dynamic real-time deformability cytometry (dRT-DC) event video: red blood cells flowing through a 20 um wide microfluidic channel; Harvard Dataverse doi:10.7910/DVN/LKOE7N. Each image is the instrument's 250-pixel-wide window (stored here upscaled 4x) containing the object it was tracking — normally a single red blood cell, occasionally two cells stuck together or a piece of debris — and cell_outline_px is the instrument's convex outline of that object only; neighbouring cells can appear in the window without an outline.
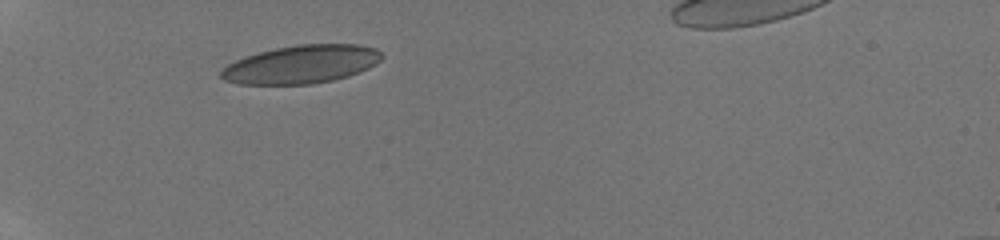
{"species": "human", "species_latin": "Homo sapiens", "temperature_condition": "room temperature", "stored_images_in_passage": 15, "camera_frame_rate_fps": 3000, "um_per_image_px": 0.085, "donor": {"sex": "male"}, "frame": {"image": 1, "passage_image": 1, "time_ms": 0.0, "image_size_px": [1000, 240], "cell_outline_px": [[384, 56], [376, 64], [360, 72], [348, 76], [332, 80], [312, 84], [240, 84], [224, 80], [220, 76], [220, 68], [244, 56], [276, 48], [300, 44], [360, 44], [376, 48]], "centroid_in_image_um": [25.62, 5.46], "position_along_channel_um": 59.4, "area_um2": 35.89}}
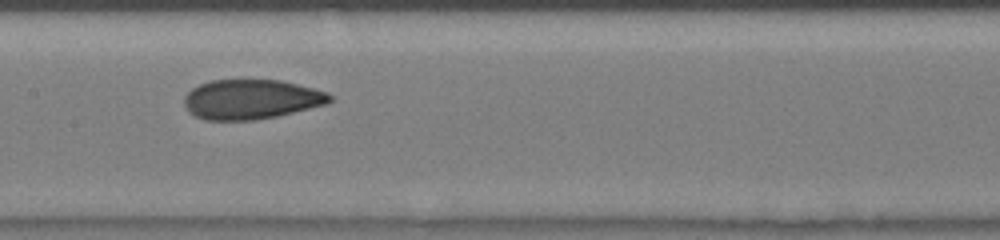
{"frame": {"image": 2, "passage_image": 6, "time_ms": 3.667, "image_size_px": [1000, 240], "cell_outline_px": [[332, 100], [328, 104], [276, 116], [256, 120], [204, 120], [188, 112], [184, 104], [184, 96], [192, 88], [200, 84], [212, 80], [280, 80], [328, 92], [332, 96]], "centroid_in_image_um": [21.34, 8.45], "position_along_channel_um": 186.1, "area_um2": 33.7}}
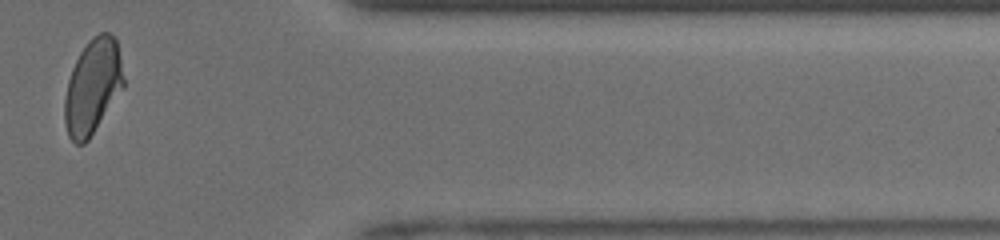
{"frame": {"image": 3, "passage_image": 13, "time_ms": 9.333, "image_size_px": [1000, 240], "cell_outline_px": [[124, 88], [88, 140], [84, 144], [76, 144], [68, 136], [64, 124], [64, 100], [68, 80], [72, 68], [80, 52], [88, 40], [92, 36], [100, 32], [108, 32], [116, 40], [120, 56], [124, 80]], "centroid_in_image_um": [7.87, 7.37], "position_along_channel_um": 403.5, "area_um2": 32.71}, "authors_computed_cell_mechanics": {"area_um2": 33.6974, "velocity_mm_per_s": 4.1258, "shape_relaxation_time_tau1_ms": 6.1955, "shape_relaxation_time_tau2_ms": 1.2506, "deformation_change_tau1": 0.177, "deformation_change_tau2": 0.0744}}